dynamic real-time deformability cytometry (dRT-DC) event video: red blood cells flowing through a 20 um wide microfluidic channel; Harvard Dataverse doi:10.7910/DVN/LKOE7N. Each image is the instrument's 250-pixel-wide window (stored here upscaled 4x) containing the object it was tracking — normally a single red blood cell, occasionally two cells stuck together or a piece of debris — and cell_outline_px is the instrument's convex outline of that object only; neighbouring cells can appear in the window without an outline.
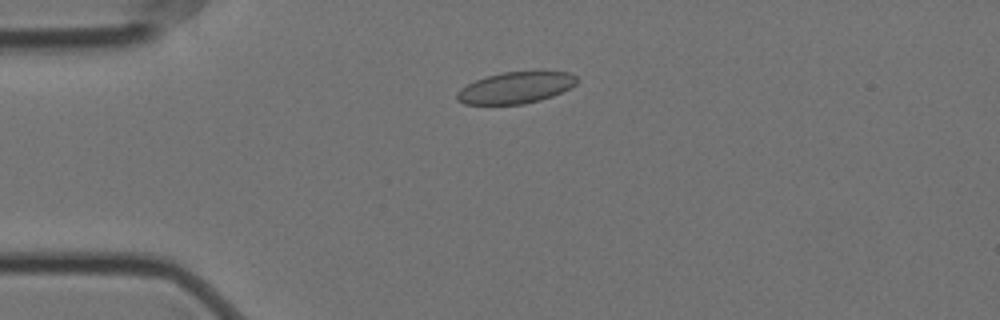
{"species": "Egyptian fruit bat (a non-hibernating species)", "species_latin": "Rousettus aegyptiacus", "temperature_condition": "cold", "stored_images_in_passage": 36, "camera_frame_rate_fps": 3000, "um_per_image_px": 0.085, "animal": {"sex": "female"}, "frame": {"image": 1, "passage_image": 2, "time_ms": 0.333, "image_size_px": [1000, 320], "cell_outline_px": [[580, 80], [572, 88], [552, 96], [540, 100], [524, 104], [464, 104], [456, 100], [456, 92], [460, 88], [476, 80], [488, 76], [504, 72], [568, 72], [576, 76]], "centroid_in_image_um": [43.85, 7.46], "position_along_channel_um": 41.2, "area_um2": 21.96}}
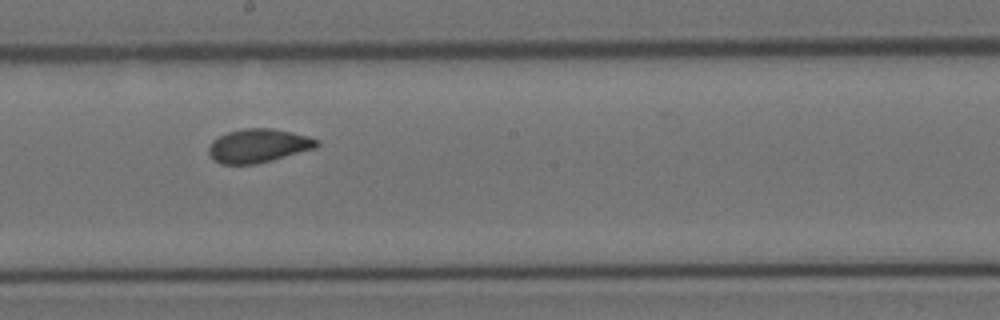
{"frame": {"image": 2, "passage_image": 20, "time_ms": 6.333, "image_size_px": [1000, 320], "cell_outline_px": [[320, 144], [316, 148], [272, 160], [252, 164], [220, 164], [208, 152], [208, 148], [212, 140], [228, 132], [244, 128], [272, 128], [292, 132], [308, 136], [320, 140]], "centroid_in_image_um": [21.99, 12.37], "position_along_channel_um": 226.2, "area_um2": 21.15}}
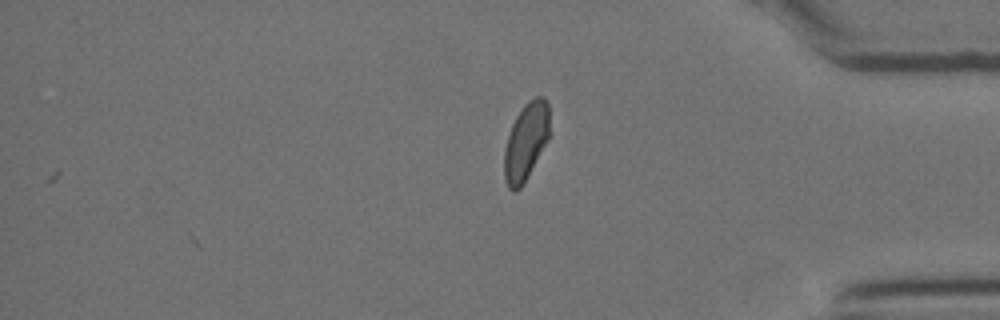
{"frame": {"image": 3, "passage_image": 36, "time_ms": 11.667, "image_size_px": [1000, 320], "cell_outline_px": [[552, 136], [520, 188], [516, 192], [512, 192], [508, 188], [504, 180], [504, 148], [512, 124], [516, 116], [524, 104], [528, 100], [536, 96], [544, 96], [548, 104], [552, 132]], "centroid_in_image_um": [44.75, 12.01], "position_along_channel_um": 390.5, "area_um2": 21.15}, "authors_computed_cell_mechanics": {"area_um2": 21.2126, "velocity_mm_per_s": 3.5085, "shape_relaxation_time_tau1_ms": 8.7452, "shape_relaxation_time_tau2_ms": 1.1871, "deformation_change_tau1": 0.124, "deformation_change_tau2": 0.0518}}